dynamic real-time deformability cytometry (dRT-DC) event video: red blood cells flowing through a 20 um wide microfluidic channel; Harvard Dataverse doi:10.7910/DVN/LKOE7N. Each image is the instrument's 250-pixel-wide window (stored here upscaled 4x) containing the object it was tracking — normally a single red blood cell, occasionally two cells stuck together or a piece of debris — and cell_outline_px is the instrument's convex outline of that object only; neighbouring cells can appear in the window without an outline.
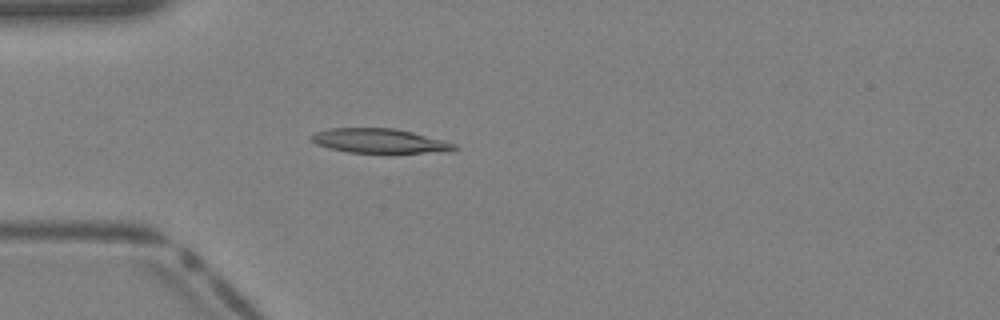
{"species": "Egyptian fruit bat (a non-hibernating species)", "species_latin": "Rousettus aegyptiacus", "temperature_condition": "warm", "stored_images_in_passage": 39, "camera_frame_rate_fps": 3000, "um_per_image_px": 0.085, "animal": {"sex": "female"}, "frame": {"image": 1, "passage_image": 11, "time_ms": 3.333, "image_size_px": [1000, 320], "cell_outline_px": [[460, 148], [448, 152], [348, 152], [328, 148], [316, 144], [312, 140], [312, 136], [316, 132], [328, 128], [396, 128], [444, 140], [456, 144]], "centroid_in_image_um": [32.3, 11.97], "position_along_channel_um": 52.7, "area_um2": 20.23}}
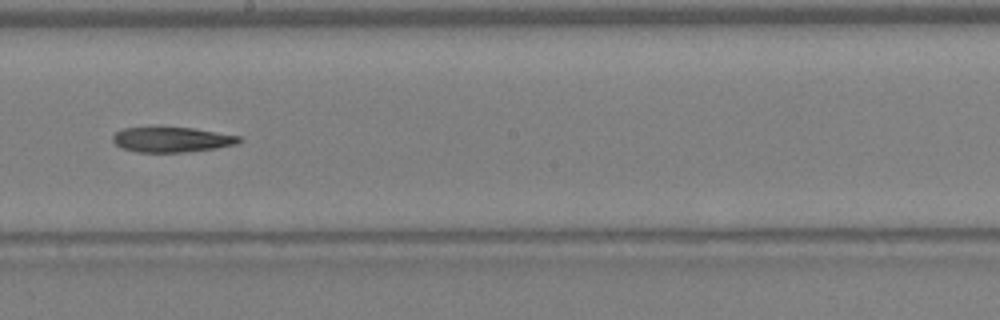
{"frame": {"image": 2, "passage_image": 22, "time_ms": 7.0, "image_size_px": [1000, 320], "cell_outline_px": [[240, 140], [236, 144], [216, 148], [184, 152], [136, 152], [120, 148], [112, 140], [112, 136], [120, 128], [156, 124], [160, 124], [192, 128], [240, 136]], "centroid_in_image_um": [14.48, 11.81], "position_along_channel_um": 233.7, "area_um2": 19.36}}
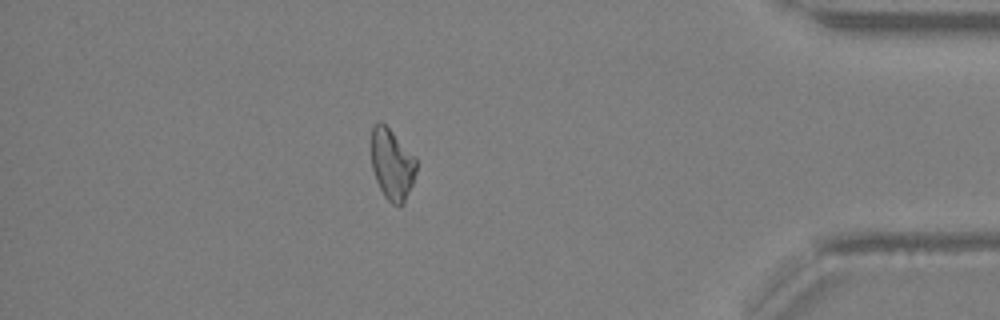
{"frame": {"image": 3, "passage_image": 34, "time_ms": 11.0, "image_size_px": [1000, 320], "cell_outline_px": [[416, 172], [412, 184], [404, 204], [392, 204], [384, 196], [376, 180], [372, 168], [372, 128], [380, 120], [416, 156]], "centroid_in_image_um": [33.33, 13.97], "position_along_channel_um": 401.9, "area_um2": 18.44}}